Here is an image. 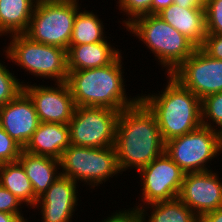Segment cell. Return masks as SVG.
<instances>
[{
    "label": "cell",
    "mask_w": 222,
    "mask_h": 222,
    "mask_svg": "<svg viewBox=\"0 0 222 222\" xmlns=\"http://www.w3.org/2000/svg\"><path fill=\"white\" fill-rule=\"evenodd\" d=\"M120 112L104 107H75L68 124L70 143L93 148L114 146Z\"/></svg>",
    "instance_id": "obj_9"
},
{
    "label": "cell",
    "mask_w": 222,
    "mask_h": 222,
    "mask_svg": "<svg viewBox=\"0 0 222 222\" xmlns=\"http://www.w3.org/2000/svg\"><path fill=\"white\" fill-rule=\"evenodd\" d=\"M119 10L121 13H125L126 20L123 21L124 26L126 27L134 19L151 14V4L152 0H118L117 1Z\"/></svg>",
    "instance_id": "obj_26"
},
{
    "label": "cell",
    "mask_w": 222,
    "mask_h": 222,
    "mask_svg": "<svg viewBox=\"0 0 222 222\" xmlns=\"http://www.w3.org/2000/svg\"><path fill=\"white\" fill-rule=\"evenodd\" d=\"M37 0H0V36L27 31Z\"/></svg>",
    "instance_id": "obj_20"
},
{
    "label": "cell",
    "mask_w": 222,
    "mask_h": 222,
    "mask_svg": "<svg viewBox=\"0 0 222 222\" xmlns=\"http://www.w3.org/2000/svg\"><path fill=\"white\" fill-rule=\"evenodd\" d=\"M70 145L68 124L40 122L23 150L34 155L48 156L59 160L63 151Z\"/></svg>",
    "instance_id": "obj_17"
},
{
    "label": "cell",
    "mask_w": 222,
    "mask_h": 222,
    "mask_svg": "<svg viewBox=\"0 0 222 222\" xmlns=\"http://www.w3.org/2000/svg\"><path fill=\"white\" fill-rule=\"evenodd\" d=\"M126 30L138 37L158 59L168 75L189 57L197 47L173 26L157 14H149L134 19Z\"/></svg>",
    "instance_id": "obj_4"
},
{
    "label": "cell",
    "mask_w": 222,
    "mask_h": 222,
    "mask_svg": "<svg viewBox=\"0 0 222 222\" xmlns=\"http://www.w3.org/2000/svg\"><path fill=\"white\" fill-rule=\"evenodd\" d=\"M102 20L94 12L76 13L69 46L92 44L105 41L107 37ZM104 31V32H103Z\"/></svg>",
    "instance_id": "obj_22"
},
{
    "label": "cell",
    "mask_w": 222,
    "mask_h": 222,
    "mask_svg": "<svg viewBox=\"0 0 222 222\" xmlns=\"http://www.w3.org/2000/svg\"><path fill=\"white\" fill-rule=\"evenodd\" d=\"M22 204L23 203L16 196L0 185V212L23 215L21 213L22 209L20 211L22 207H19L22 206Z\"/></svg>",
    "instance_id": "obj_30"
},
{
    "label": "cell",
    "mask_w": 222,
    "mask_h": 222,
    "mask_svg": "<svg viewBox=\"0 0 222 222\" xmlns=\"http://www.w3.org/2000/svg\"><path fill=\"white\" fill-rule=\"evenodd\" d=\"M199 99L222 92V60L207 55L201 48L171 74Z\"/></svg>",
    "instance_id": "obj_11"
},
{
    "label": "cell",
    "mask_w": 222,
    "mask_h": 222,
    "mask_svg": "<svg viewBox=\"0 0 222 222\" xmlns=\"http://www.w3.org/2000/svg\"><path fill=\"white\" fill-rule=\"evenodd\" d=\"M23 91L32 100L40 122L69 124L76 106L67 82H57L54 87L27 82Z\"/></svg>",
    "instance_id": "obj_12"
},
{
    "label": "cell",
    "mask_w": 222,
    "mask_h": 222,
    "mask_svg": "<svg viewBox=\"0 0 222 222\" xmlns=\"http://www.w3.org/2000/svg\"><path fill=\"white\" fill-rule=\"evenodd\" d=\"M200 48L210 57L222 60V34H207Z\"/></svg>",
    "instance_id": "obj_31"
},
{
    "label": "cell",
    "mask_w": 222,
    "mask_h": 222,
    "mask_svg": "<svg viewBox=\"0 0 222 222\" xmlns=\"http://www.w3.org/2000/svg\"><path fill=\"white\" fill-rule=\"evenodd\" d=\"M205 20L207 34H222V0H207Z\"/></svg>",
    "instance_id": "obj_27"
},
{
    "label": "cell",
    "mask_w": 222,
    "mask_h": 222,
    "mask_svg": "<svg viewBox=\"0 0 222 222\" xmlns=\"http://www.w3.org/2000/svg\"><path fill=\"white\" fill-rule=\"evenodd\" d=\"M76 184L71 178L60 174L38 198L34 208L41 209L43 222H72L73 212L75 213L78 205Z\"/></svg>",
    "instance_id": "obj_14"
},
{
    "label": "cell",
    "mask_w": 222,
    "mask_h": 222,
    "mask_svg": "<svg viewBox=\"0 0 222 222\" xmlns=\"http://www.w3.org/2000/svg\"><path fill=\"white\" fill-rule=\"evenodd\" d=\"M207 0H174L175 4L183 8L188 7H205Z\"/></svg>",
    "instance_id": "obj_34"
},
{
    "label": "cell",
    "mask_w": 222,
    "mask_h": 222,
    "mask_svg": "<svg viewBox=\"0 0 222 222\" xmlns=\"http://www.w3.org/2000/svg\"><path fill=\"white\" fill-rule=\"evenodd\" d=\"M106 39L103 42L69 46L67 50L68 71L104 67L120 54Z\"/></svg>",
    "instance_id": "obj_18"
},
{
    "label": "cell",
    "mask_w": 222,
    "mask_h": 222,
    "mask_svg": "<svg viewBox=\"0 0 222 222\" xmlns=\"http://www.w3.org/2000/svg\"><path fill=\"white\" fill-rule=\"evenodd\" d=\"M173 3L174 0H152L151 14H158Z\"/></svg>",
    "instance_id": "obj_33"
},
{
    "label": "cell",
    "mask_w": 222,
    "mask_h": 222,
    "mask_svg": "<svg viewBox=\"0 0 222 222\" xmlns=\"http://www.w3.org/2000/svg\"><path fill=\"white\" fill-rule=\"evenodd\" d=\"M0 222H28L23 215L9 214L0 212Z\"/></svg>",
    "instance_id": "obj_35"
},
{
    "label": "cell",
    "mask_w": 222,
    "mask_h": 222,
    "mask_svg": "<svg viewBox=\"0 0 222 222\" xmlns=\"http://www.w3.org/2000/svg\"><path fill=\"white\" fill-rule=\"evenodd\" d=\"M144 207L152 210L151 216H148V220L144 219V222H199V217L179 198L151 203Z\"/></svg>",
    "instance_id": "obj_23"
},
{
    "label": "cell",
    "mask_w": 222,
    "mask_h": 222,
    "mask_svg": "<svg viewBox=\"0 0 222 222\" xmlns=\"http://www.w3.org/2000/svg\"><path fill=\"white\" fill-rule=\"evenodd\" d=\"M142 187L141 208L151 203L178 198L185 172L165 153L138 170ZM143 181V182H142Z\"/></svg>",
    "instance_id": "obj_10"
},
{
    "label": "cell",
    "mask_w": 222,
    "mask_h": 222,
    "mask_svg": "<svg viewBox=\"0 0 222 222\" xmlns=\"http://www.w3.org/2000/svg\"><path fill=\"white\" fill-rule=\"evenodd\" d=\"M202 125L222 132V92L210 94L201 100ZM209 121V122H208ZM211 121L213 123H211ZM216 123V125H214ZM213 124V126H212ZM217 126V128L215 127ZM215 127V128H214Z\"/></svg>",
    "instance_id": "obj_24"
},
{
    "label": "cell",
    "mask_w": 222,
    "mask_h": 222,
    "mask_svg": "<svg viewBox=\"0 0 222 222\" xmlns=\"http://www.w3.org/2000/svg\"><path fill=\"white\" fill-rule=\"evenodd\" d=\"M59 162L61 175L77 184L85 182L90 188L120 173L114 146L93 148L71 144L63 151Z\"/></svg>",
    "instance_id": "obj_7"
},
{
    "label": "cell",
    "mask_w": 222,
    "mask_h": 222,
    "mask_svg": "<svg viewBox=\"0 0 222 222\" xmlns=\"http://www.w3.org/2000/svg\"><path fill=\"white\" fill-rule=\"evenodd\" d=\"M146 211H148V209L146 210L145 207H134L133 209H126L124 211L118 210V212L116 211L115 213H112L113 215L101 222H144V219L147 218L145 216L149 215Z\"/></svg>",
    "instance_id": "obj_29"
},
{
    "label": "cell",
    "mask_w": 222,
    "mask_h": 222,
    "mask_svg": "<svg viewBox=\"0 0 222 222\" xmlns=\"http://www.w3.org/2000/svg\"><path fill=\"white\" fill-rule=\"evenodd\" d=\"M15 77L17 76L0 62V107L15 99L23 91L25 82H20Z\"/></svg>",
    "instance_id": "obj_25"
},
{
    "label": "cell",
    "mask_w": 222,
    "mask_h": 222,
    "mask_svg": "<svg viewBox=\"0 0 222 222\" xmlns=\"http://www.w3.org/2000/svg\"><path fill=\"white\" fill-rule=\"evenodd\" d=\"M157 15L183 34L197 48L203 45L207 35L205 7L183 8L173 3Z\"/></svg>",
    "instance_id": "obj_16"
},
{
    "label": "cell",
    "mask_w": 222,
    "mask_h": 222,
    "mask_svg": "<svg viewBox=\"0 0 222 222\" xmlns=\"http://www.w3.org/2000/svg\"><path fill=\"white\" fill-rule=\"evenodd\" d=\"M18 161L24 167L37 198H39L61 174V172L58 171V169L60 170V162L53 157L34 155L22 150Z\"/></svg>",
    "instance_id": "obj_19"
},
{
    "label": "cell",
    "mask_w": 222,
    "mask_h": 222,
    "mask_svg": "<svg viewBox=\"0 0 222 222\" xmlns=\"http://www.w3.org/2000/svg\"><path fill=\"white\" fill-rule=\"evenodd\" d=\"M79 0H37L27 31L33 41L68 50Z\"/></svg>",
    "instance_id": "obj_6"
},
{
    "label": "cell",
    "mask_w": 222,
    "mask_h": 222,
    "mask_svg": "<svg viewBox=\"0 0 222 222\" xmlns=\"http://www.w3.org/2000/svg\"><path fill=\"white\" fill-rule=\"evenodd\" d=\"M9 36L11 41L4 51L6 59L35 77L51 78L56 83L67 81L69 71L65 49L33 41L24 33Z\"/></svg>",
    "instance_id": "obj_5"
},
{
    "label": "cell",
    "mask_w": 222,
    "mask_h": 222,
    "mask_svg": "<svg viewBox=\"0 0 222 222\" xmlns=\"http://www.w3.org/2000/svg\"><path fill=\"white\" fill-rule=\"evenodd\" d=\"M23 148L0 125V163L18 161Z\"/></svg>",
    "instance_id": "obj_28"
},
{
    "label": "cell",
    "mask_w": 222,
    "mask_h": 222,
    "mask_svg": "<svg viewBox=\"0 0 222 222\" xmlns=\"http://www.w3.org/2000/svg\"><path fill=\"white\" fill-rule=\"evenodd\" d=\"M121 59L122 54L104 67L69 71L66 82L76 107H104L122 111L139 100V95L131 99L126 94Z\"/></svg>",
    "instance_id": "obj_2"
},
{
    "label": "cell",
    "mask_w": 222,
    "mask_h": 222,
    "mask_svg": "<svg viewBox=\"0 0 222 222\" xmlns=\"http://www.w3.org/2000/svg\"><path fill=\"white\" fill-rule=\"evenodd\" d=\"M161 93L139 99L154 114L163 142L182 136L202 125L201 99L172 75Z\"/></svg>",
    "instance_id": "obj_3"
},
{
    "label": "cell",
    "mask_w": 222,
    "mask_h": 222,
    "mask_svg": "<svg viewBox=\"0 0 222 222\" xmlns=\"http://www.w3.org/2000/svg\"><path fill=\"white\" fill-rule=\"evenodd\" d=\"M0 185L31 208L37 203L38 198L34 194L31 181L19 161L0 165Z\"/></svg>",
    "instance_id": "obj_21"
},
{
    "label": "cell",
    "mask_w": 222,
    "mask_h": 222,
    "mask_svg": "<svg viewBox=\"0 0 222 222\" xmlns=\"http://www.w3.org/2000/svg\"><path fill=\"white\" fill-rule=\"evenodd\" d=\"M220 141H221V153H222V132L220 133Z\"/></svg>",
    "instance_id": "obj_36"
},
{
    "label": "cell",
    "mask_w": 222,
    "mask_h": 222,
    "mask_svg": "<svg viewBox=\"0 0 222 222\" xmlns=\"http://www.w3.org/2000/svg\"><path fill=\"white\" fill-rule=\"evenodd\" d=\"M114 147L120 172L138 171L164 152L156 117L140 99L120 112Z\"/></svg>",
    "instance_id": "obj_1"
},
{
    "label": "cell",
    "mask_w": 222,
    "mask_h": 222,
    "mask_svg": "<svg viewBox=\"0 0 222 222\" xmlns=\"http://www.w3.org/2000/svg\"><path fill=\"white\" fill-rule=\"evenodd\" d=\"M208 170L185 173L178 198L199 218L222 207V181Z\"/></svg>",
    "instance_id": "obj_13"
},
{
    "label": "cell",
    "mask_w": 222,
    "mask_h": 222,
    "mask_svg": "<svg viewBox=\"0 0 222 222\" xmlns=\"http://www.w3.org/2000/svg\"><path fill=\"white\" fill-rule=\"evenodd\" d=\"M39 124L34 104L24 91L0 107V125L23 149Z\"/></svg>",
    "instance_id": "obj_15"
},
{
    "label": "cell",
    "mask_w": 222,
    "mask_h": 222,
    "mask_svg": "<svg viewBox=\"0 0 222 222\" xmlns=\"http://www.w3.org/2000/svg\"><path fill=\"white\" fill-rule=\"evenodd\" d=\"M165 153L185 172L208 171V162L221 153L220 132L199 128L165 142Z\"/></svg>",
    "instance_id": "obj_8"
},
{
    "label": "cell",
    "mask_w": 222,
    "mask_h": 222,
    "mask_svg": "<svg viewBox=\"0 0 222 222\" xmlns=\"http://www.w3.org/2000/svg\"><path fill=\"white\" fill-rule=\"evenodd\" d=\"M199 222H222V207L202 215Z\"/></svg>",
    "instance_id": "obj_32"
}]
</instances>
